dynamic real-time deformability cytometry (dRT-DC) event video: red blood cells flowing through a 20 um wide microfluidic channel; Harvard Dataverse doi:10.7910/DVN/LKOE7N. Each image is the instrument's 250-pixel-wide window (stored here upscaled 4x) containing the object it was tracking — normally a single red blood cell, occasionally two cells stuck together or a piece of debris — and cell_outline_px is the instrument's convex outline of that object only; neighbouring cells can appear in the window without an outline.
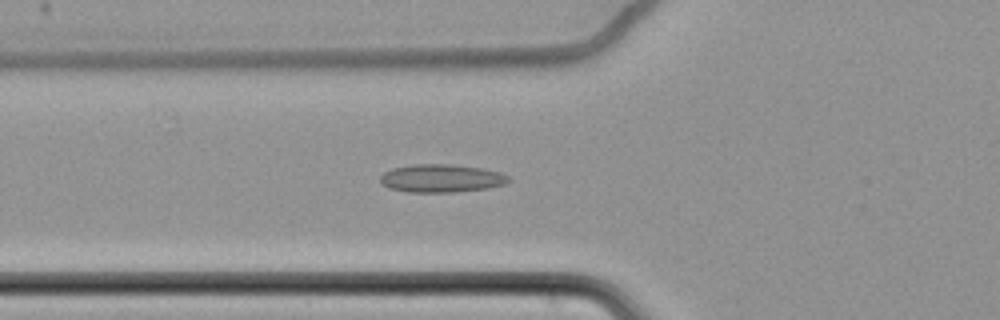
{"species": "common noctule bat (a hibernating species)", "species_latin": "Nyctalus noctula", "temperature_condition": "cold", "stored_images_in_passage": 57, "camera_frame_rate_fps": 3000, "um_per_image_px": 0.085, "animal": {"sex": "female", "body_mass_g": 22.7, "forearm_length_mm": 54.2}, "frame": {"image": 1, "passage_image": 20, "time_ms": 6.333, "image_size_px": [1000, 320], "cell_outline_px": [[508, 180], [504, 184], [488, 188], [452, 192], [408, 192], [388, 188], [380, 184], [380, 176], [384, 172], [392, 168], [412, 164], [452, 164], [480, 168], [500, 172], [508, 176]], "centroid_in_image_um": [37.45, 15.15], "position_along_channel_um": 88.4, "area_um2": 20.98}}
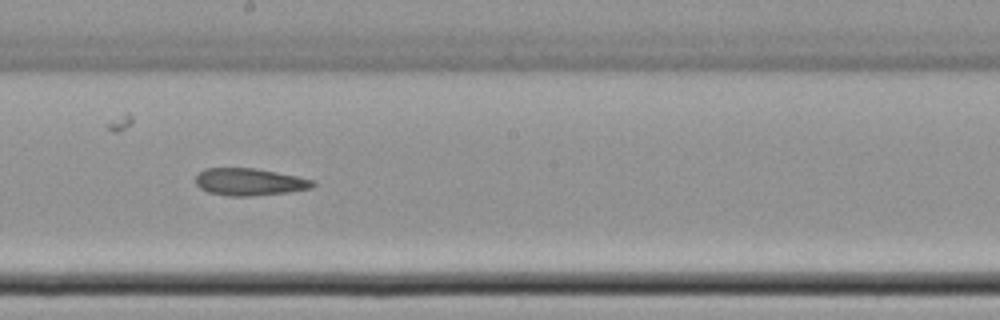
{"frame": {"image": 2, "passage_image": 32, "time_ms": 10.333, "image_size_px": [1000, 320], "cell_outline_px": [[316, 184], [312, 188], [288, 192], [248, 196], [228, 196], [208, 192], [200, 188], [196, 184], [196, 176], [204, 168], [252, 168], [276, 172], [296, 176], [312, 180]], "centroid_in_image_um": [21.18, 15.46], "position_along_channel_um": 227.0, "area_um2": 18.44}}
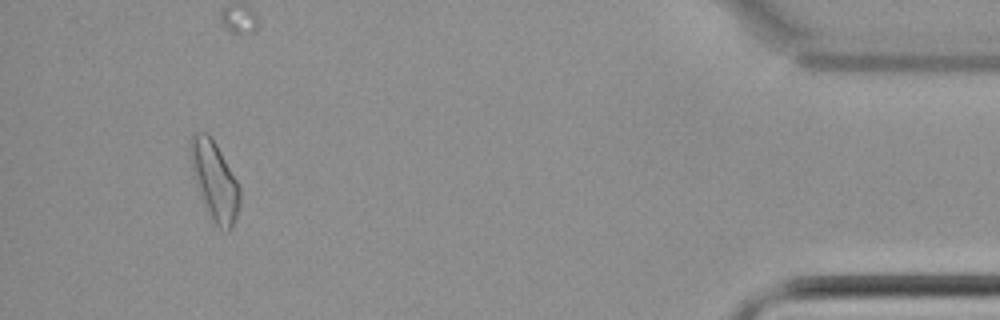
{"frame": {"image": 3, "passage_image": 54, "time_ms": 17.667, "image_size_px": [1000, 320], "cell_outline_px": [[240, 204], [232, 228], [228, 232], [220, 228], [212, 220], [204, 208], [200, 196], [188, 156], [188, 144], [192, 132], [208, 132], [216, 144], [236, 180], [240, 188]], "centroid_in_image_um": [18.2, 15.33], "position_along_channel_um": 417.0, "area_um2": 22.89}}